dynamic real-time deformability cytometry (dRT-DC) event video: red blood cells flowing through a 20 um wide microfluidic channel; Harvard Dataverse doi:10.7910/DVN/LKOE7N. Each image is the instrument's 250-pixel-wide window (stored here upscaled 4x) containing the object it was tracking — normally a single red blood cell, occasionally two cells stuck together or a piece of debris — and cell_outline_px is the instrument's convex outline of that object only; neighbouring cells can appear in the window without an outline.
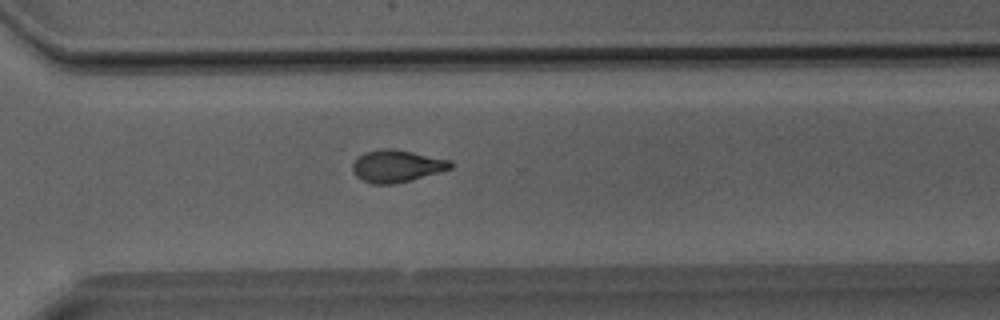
{"species": "Egyptian fruit bat (a non-hibernating species)", "species_latin": "Rousettus aegyptiacus", "temperature_condition": "room temperature", "stored_images_in_passage": 39, "camera_frame_rate_fps": 3000, "um_per_image_px": 0.085, "animal": {"sex": "male"}, "frame": {"image": 1, "passage_image": 28, "time_ms": 9.0, "image_size_px": [1000, 320], "cell_outline_px": [[452, 168], [440, 172], [392, 184], [372, 184], [360, 180], [356, 176], [352, 168], [352, 164], [364, 152], [380, 148], [392, 148], [452, 160]], "centroid_in_image_um": [33.71, 14.11], "position_along_channel_um": 336.9, "area_um2": 18.32}}
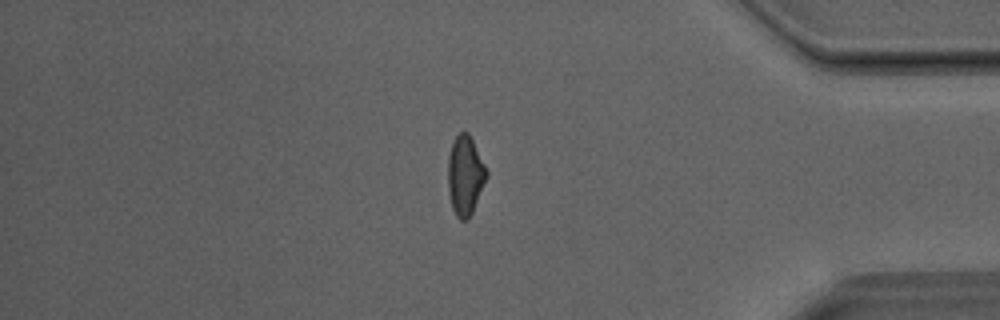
{"frame": {"image": 2, "passage_image": 33, "time_ms": 10.667, "image_size_px": [1000, 320], "cell_outline_px": [[488, 176], [472, 212], [468, 220], [460, 220], [456, 216], [452, 208], [448, 188], [448, 156], [452, 140], [460, 132], [468, 132], [488, 172]], "centroid_in_image_um": [39.53, 14.92], "position_along_channel_um": 395.7, "area_um2": 17.8}}
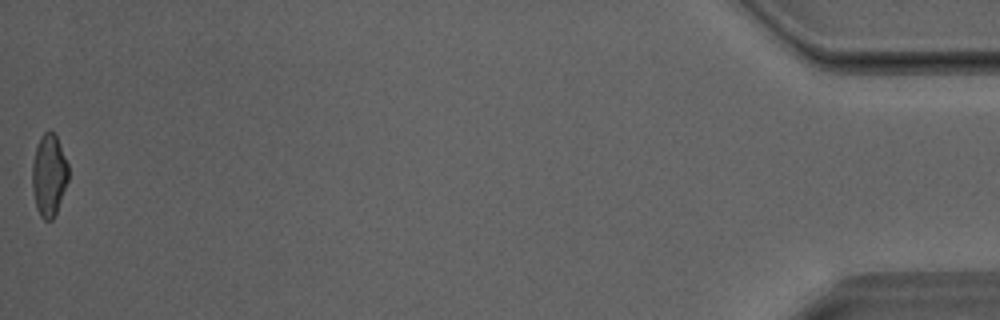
{"frame": {"image": 3, "passage_image": 39, "time_ms": 12.667, "image_size_px": [1000, 320], "cell_outline_px": [[68, 180], [56, 212], [52, 220], [44, 220], [40, 216], [36, 208], [32, 188], [32, 164], [36, 148], [40, 136], [48, 128], [56, 136], [68, 164]], "centroid_in_image_um": [4.15, 14.88], "position_along_channel_um": 431.1, "area_um2": 17.22}}